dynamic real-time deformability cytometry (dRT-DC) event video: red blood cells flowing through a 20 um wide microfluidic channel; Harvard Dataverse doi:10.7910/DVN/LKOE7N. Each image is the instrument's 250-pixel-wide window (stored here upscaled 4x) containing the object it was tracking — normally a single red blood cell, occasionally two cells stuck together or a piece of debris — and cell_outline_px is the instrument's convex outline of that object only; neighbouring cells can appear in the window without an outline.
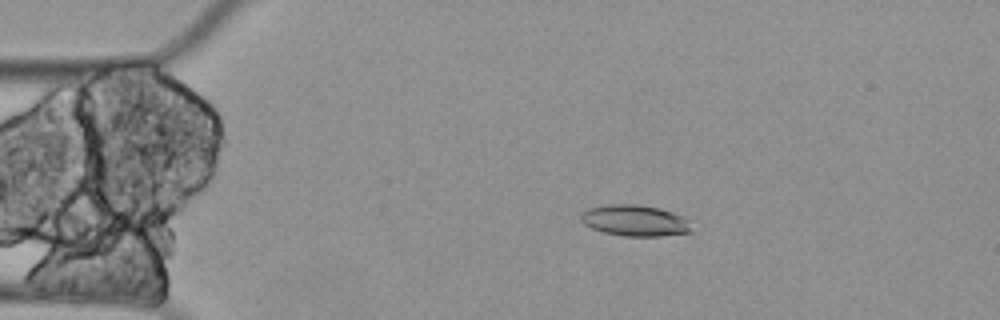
{"species": "Egyptian fruit bat (a non-hibernating species)", "species_latin": "Rousettus aegyptiacus", "temperature_condition": "cold", "stored_images_in_passage": 7, "camera_frame_rate_fps": 3000, "um_per_image_px": 0.085, "animal": {"sex": "female"}, "frame": {"image": 1, "passage_image": 4, "time_ms": 1.0, "image_size_px": [1000, 320], "cell_outline_px": [[692, 232], [660, 236], [624, 236], [604, 232], [592, 228], [584, 224], [580, 220], [580, 212], [588, 208], [608, 204], [636, 204], [660, 208], [684, 216], [688, 220]], "centroid_in_image_um": [53.95, 18.74], "position_along_channel_um": 31.1, "area_um2": 20.23}}
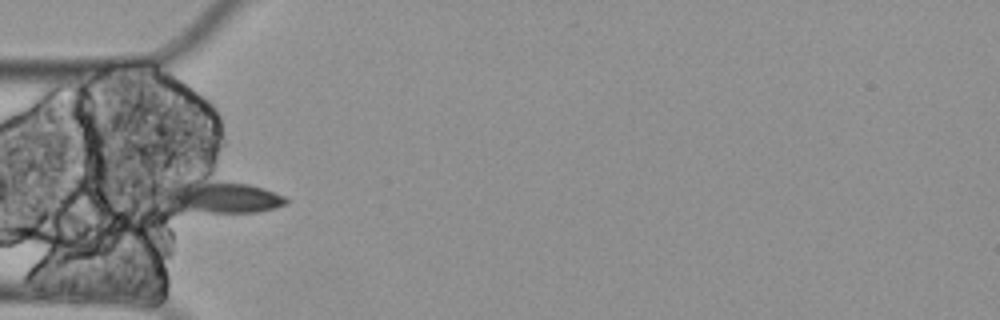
{"frame": {"image": 2, "passage_image": 6, "time_ms": 1.667, "image_size_px": [1000, 320], "cell_outline_px": [[288, 204], [276, 208], [256, 212], [172, 212], [148, 196], [148, 188], [204, 172], [264, 188], [284, 196], [288, 200]], "centroid_in_image_um": [18.22, 16.62], "position_along_channel_um": 66.8, "area_um2": 27.92}}
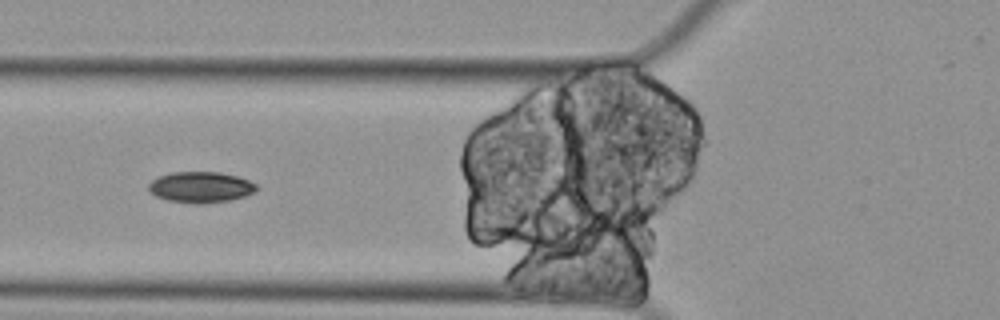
{"frame": {"image": 3, "passage_image": 7, "time_ms": 2.0, "image_size_px": [1000, 320], "cell_outline_px": [[260, 188], [256, 192], [244, 196], [228, 200], [200, 204], [196, 204], [168, 200], [156, 196], [148, 192], [148, 184], [152, 180], [160, 176], [172, 172], [220, 172], [236, 176], [248, 180], [256, 184]], "centroid_in_image_um": [17.06, 15.91], "position_along_channel_um": 108.7, "area_um2": 19.48}}